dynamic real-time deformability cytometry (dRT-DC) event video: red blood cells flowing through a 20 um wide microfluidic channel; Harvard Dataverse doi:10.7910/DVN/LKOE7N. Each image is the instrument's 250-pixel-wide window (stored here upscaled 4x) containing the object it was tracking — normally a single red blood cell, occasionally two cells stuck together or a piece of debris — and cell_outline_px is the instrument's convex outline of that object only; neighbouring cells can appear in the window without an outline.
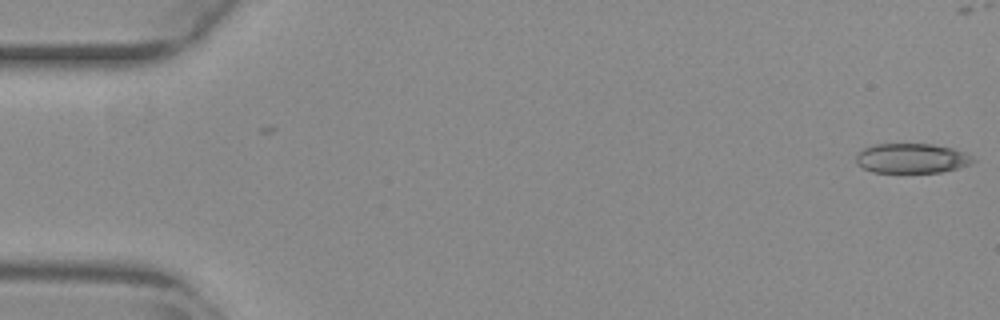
{"species": "common noctule bat (a hibernating species)", "species_latin": "Nyctalus noctula", "temperature_condition": "warm", "stored_images_in_passage": 40, "camera_frame_rate_fps": 3000, "um_per_image_px": 0.085, "animal": {"sex": "female", "body_mass_g": 29.2, "forearm_length_mm": 56.3}, "frame": {"image": 1, "passage_image": 1, "time_ms": 0.0, "image_size_px": [1000, 320], "cell_outline_px": [[976, 160], [972, 164], [940, 172], [872, 172], [864, 168], [856, 160], [856, 156], [864, 148], [876, 144], [932, 144], [952, 148], [968, 152]], "centroid_in_image_um": [77.56, 13.45], "position_along_channel_um": 7.4, "area_um2": 20.17}}
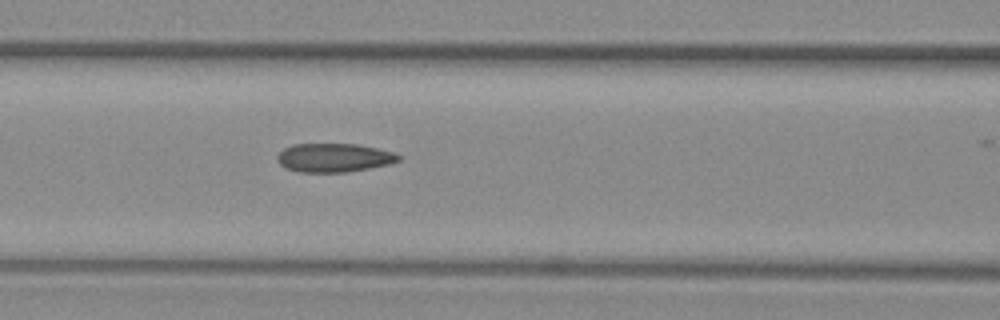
{"frame": {"image": 2, "passage_image": 23, "time_ms": 7.333, "image_size_px": [1000, 320], "cell_outline_px": [[404, 156], [400, 160], [388, 164], [348, 172], [300, 172], [288, 168], [280, 164], [276, 156], [284, 148], [292, 144], [356, 144], [396, 152]], "centroid_in_image_um": [28.43, 13.4], "position_along_channel_um": 138.2, "area_um2": 20.29}}
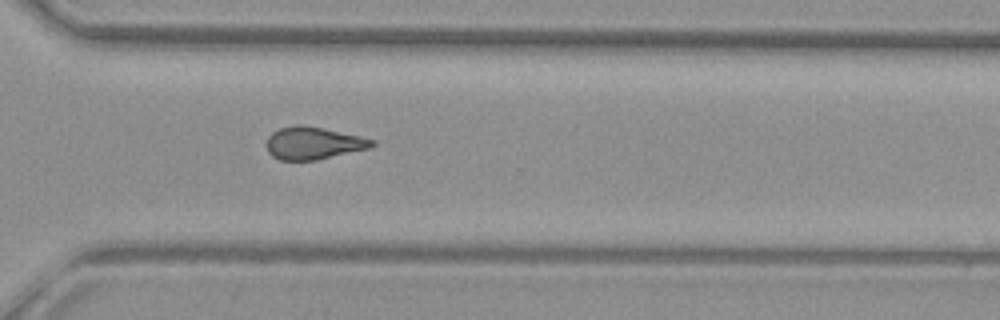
{"frame": {"image": 3, "passage_image": 39, "time_ms": 12.667, "image_size_px": [1000, 320], "cell_outline_px": [[376, 144], [372, 148], [316, 160], [280, 160], [272, 156], [268, 152], [264, 144], [268, 136], [272, 132], [280, 128], [296, 124], [304, 124], [324, 128], [360, 136], [376, 140]], "centroid_in_image_um": [26.63, 12.16], "position_along_channel_um": 344.0, "area_um2": 20.35}}